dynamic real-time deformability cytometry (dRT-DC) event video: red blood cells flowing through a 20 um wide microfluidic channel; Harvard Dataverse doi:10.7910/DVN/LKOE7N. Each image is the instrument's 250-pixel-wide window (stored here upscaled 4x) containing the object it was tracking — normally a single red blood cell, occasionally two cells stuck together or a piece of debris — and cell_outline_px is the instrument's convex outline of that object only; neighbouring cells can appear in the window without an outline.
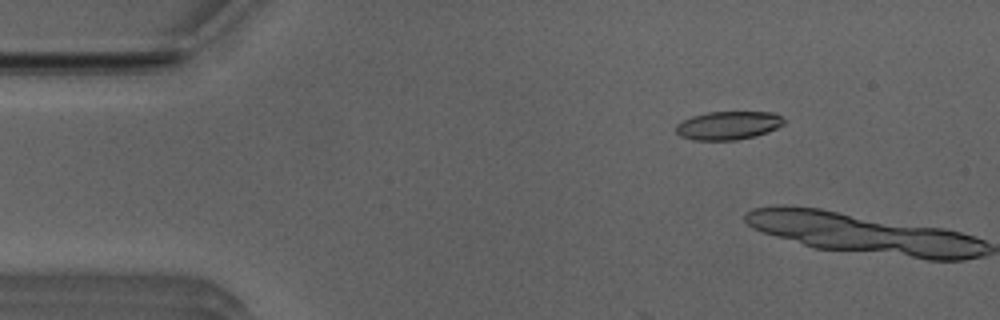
{"species": "Egyptian fruit bat (a non-hibernating species)", "species_latin": "Rousettus aegyptiacus", "temperature_condition": "room temperature", "stored_images_in_passage": 8, "camera_frame_rate_fps": 3000, "um_per_image_px": 0.085, "animal": {"sex": "male"}, "frame": {"image": 1, "passage_image": 7, "time_ms": 2.0, "image_size_px": [1000, 320], "cell_outline_px": [[784, 124], [768, 132], [736, 140], [696, 140], [680, 136], [676, 132], [676, 124], [692, 116], [708, 112], [772, 112], [780, 116], [784, 120]], "centroid_in_image_um": [61.89, 10.66], "position_along_channel_um": 23.1, "area_um2": 17.69}}